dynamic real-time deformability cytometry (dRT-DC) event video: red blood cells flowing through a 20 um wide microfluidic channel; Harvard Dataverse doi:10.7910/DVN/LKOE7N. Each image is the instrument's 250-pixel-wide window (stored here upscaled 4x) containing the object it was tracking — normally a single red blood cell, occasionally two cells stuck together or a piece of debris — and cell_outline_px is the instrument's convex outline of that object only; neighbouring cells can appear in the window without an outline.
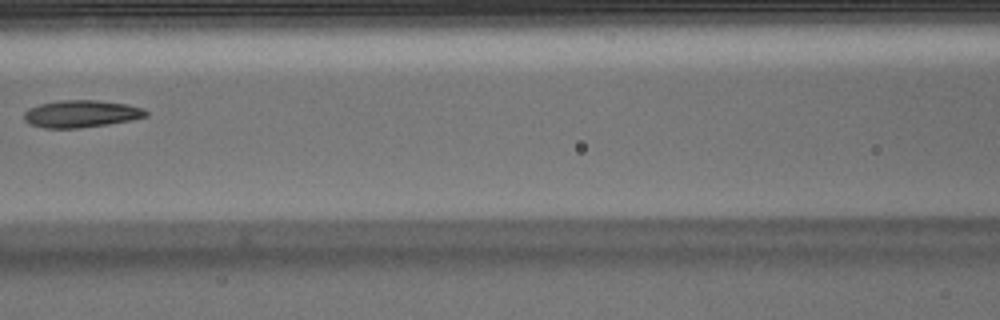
{"species": "Egyptian fruit bat (a non-hibernating species)", "species_latin": "Rousettus aegyptiacus", "temperature_condition": "warm", "stored_images_in_passage": 6, "camera_frame_rate_fps": 3000, "um_per_image_px": 0.085, "animal": {"sex": "male"}, "frame": {"image": 1, "passage_image": 6, "time_ms": 1.667, "image_size_px": [1000, 320], "cell_outline_px": [[148, 116], [132, 120], [108, 124], [80, 128], [44, 128], [28, 124], [24, 120], [24, 112], [28, 108], [40, 104], [60, 100], [96, 100], [128, 104], [144, 108], [148, 112]], "centroid_in_image_um": [6.9, 9.67], "position_along_channel_um": 159.7, "area_um2": 19.54}}